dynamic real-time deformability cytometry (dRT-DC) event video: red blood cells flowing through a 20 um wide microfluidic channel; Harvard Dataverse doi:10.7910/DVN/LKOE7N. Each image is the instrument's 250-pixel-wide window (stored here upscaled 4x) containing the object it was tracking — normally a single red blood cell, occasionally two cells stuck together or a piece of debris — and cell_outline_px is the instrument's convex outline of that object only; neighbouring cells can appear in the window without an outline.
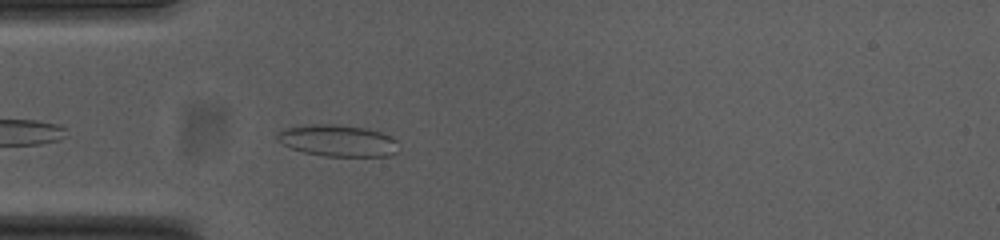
{"species": "common noctule bat (a hibernating species)", "species_latin": "Nyctalus noctula", "temperature_condition": "cold", "stored_images_in_passage": 8, "camera_frame_rate_fps": 3000, "um_per_image_px": 0.085, "animal": {"sex": "female", "body_mass_g": 23.0, "forearm_length_mm": 53.4}, "frame": {"image": 1, "passage_image": 3, "time_ms": 0.667, "image_size_px": [1000, 240], "cell_outline_px": [[400, 148], [396, 152], [388, 156], [324, 156], [304, 152], [292, 148], [284, 144], [276, 136], [276, 132], [284, 128], [312, 124], [336, 124], [364, 128], [380, 132], [396, 140]], "centroid_in_image_um": [28.72, 11.95], "position_along_channel_um": 56.3, "area_um2": 22.25}}